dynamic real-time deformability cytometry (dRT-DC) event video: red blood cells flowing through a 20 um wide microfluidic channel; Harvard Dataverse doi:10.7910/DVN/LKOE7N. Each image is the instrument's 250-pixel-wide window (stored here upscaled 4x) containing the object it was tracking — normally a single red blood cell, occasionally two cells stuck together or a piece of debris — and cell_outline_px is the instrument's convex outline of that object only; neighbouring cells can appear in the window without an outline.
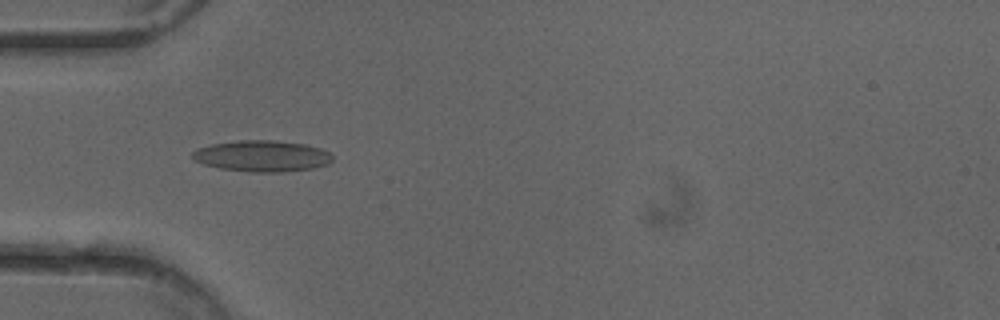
{"species": "common noctule bat (a hibernating species)", "species_latin": "Nyctalus noctula", "temperature_condition": "cold", "stored_images_in_passage": 51, "camera_frame_rate_fps": 3000, "um_per_image_px": 0.085, "animal": {"sex": "female"}, "frame": {"image": 1, "passage_image": 16, "time_ms": 5.0, "image_size_px": [1000, 320], "cell_outline_px": [[332, 160], [328, 164], [312, 168], [280, 172], [248, 172], [220, 168], [204, 164], [192, 160], [192, 152], [196, 148], [212, 144], [240, 140], [276, 140], [304, 144], [320, 148], [328, 152], [332, 156]], "centroid_in_image_um": [22.24, 13.26], "position_along_channel_um": 62.8, "area_um2": 25.49}}
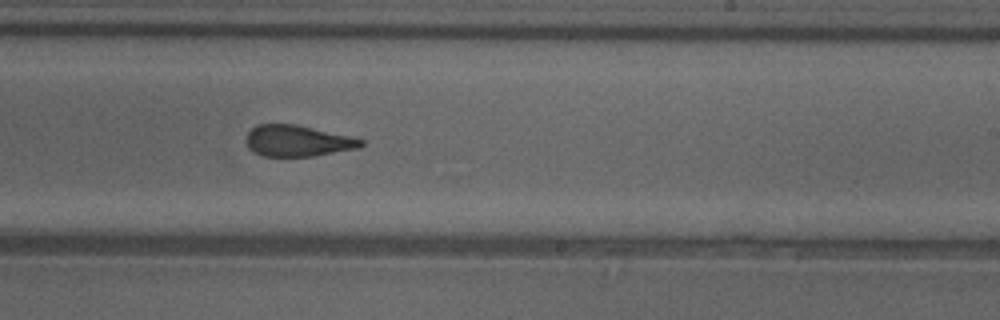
{"frame": {"image": 2, "passage_image": 31, "time_ms": 10.0, "image_size_px": [1000, 320], "cell_outline_px": [[364, 144], [360, 148], [312, 156], [264, 156], [252, 152], [248, 148], [244, 140], [248, 132], [256, 124], [296, 124], [352, 136], [364, 140]], "centroid_in_image_um": [25.28, 11.97], "position_along_channel_um": 263.7, "area_um2": 21.15}}
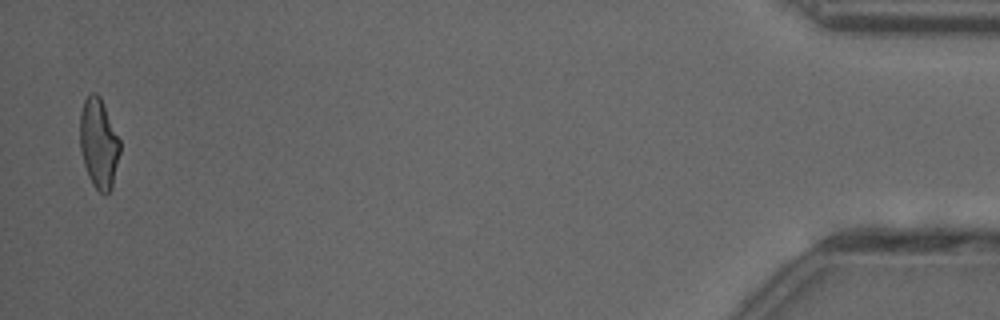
{"frame": {"image": 3, "passage_image": 50, "time_ms": 16.333, "image_size_px": [1000, 320], "cell_outline_px": [[120, 152], [112, 188], [104, 196], [92, 184], [88, 176], [80, 152], [80, 112], [84, 100], [92, 92], [96, 92], [100, 96], [104, 104], [120, 140]], "centroid_in_image_um": [8.39, 12.19], "position_along_channel_um": 426.8, "area_um2": 21.1}}